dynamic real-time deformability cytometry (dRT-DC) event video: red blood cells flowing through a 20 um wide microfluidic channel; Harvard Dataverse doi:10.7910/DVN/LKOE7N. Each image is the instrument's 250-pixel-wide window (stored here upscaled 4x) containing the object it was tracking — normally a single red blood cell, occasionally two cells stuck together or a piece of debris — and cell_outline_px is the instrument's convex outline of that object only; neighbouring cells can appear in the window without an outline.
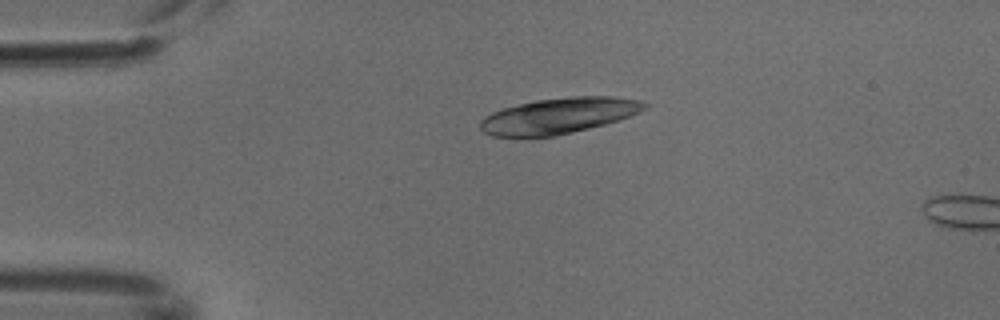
{"species": "common noctule bat (a hibernating species)", "species_latin": "Nyctalus noctula", "temperature_condition": "cold", "stored_images_in_passage": 4, "camera_frame_rate_fps": 3000, "um_per_image_px": 0.085, "animal": {"sex": "male", "body_mass_g": 18.8}, "frame": {"image": 1, "passage_image": 3, "time_ms": 0.667, "image_size_px": [1000, 320], "cell_outline_px": [[652, 104], [648, 108], [628, 116], [604, 124], [556, 136], [492, 136], [484, 132], [480, 128], [480, 120], [484, 116], [492, 112], [504, 108], [536, 100], [572, 96], [612, 96], [640, 100]], "centroid_in_image_um": [47.51, 9.82], "position_along_channel_um": 37.5, "area_um2": 34.04}}